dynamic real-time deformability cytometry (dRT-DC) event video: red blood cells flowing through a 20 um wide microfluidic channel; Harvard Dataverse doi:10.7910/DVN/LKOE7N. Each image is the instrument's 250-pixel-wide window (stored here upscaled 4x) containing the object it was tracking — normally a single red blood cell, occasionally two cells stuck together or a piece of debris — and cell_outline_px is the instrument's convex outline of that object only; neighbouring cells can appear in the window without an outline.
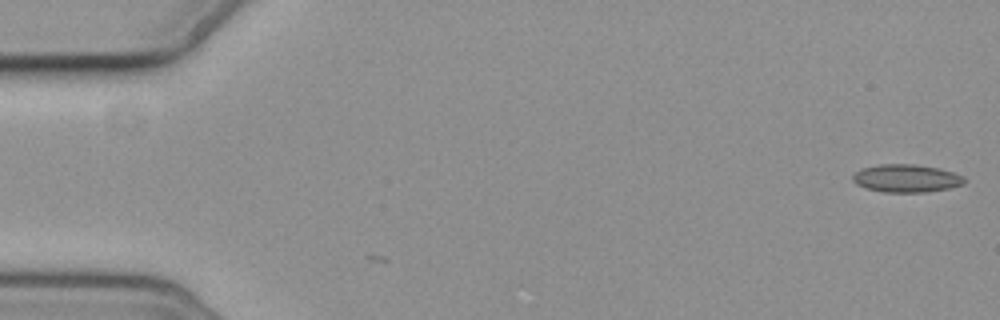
{"species": "common noctule bat (a hibernating species)", "species_latin": "Nyctalus noctula", "temperature_condition": "cold", "stored_images_in_passage": 2, "camera_frame_rate_fps": 3000, "um_per_image_px": 0.085, "animal": {"sex": "female", "body_mass_g": 19.3, "forearm_length_mm": 54.1}, "frame": {"image": 1, "passage_image": 2, "time_ms": 1.0, "image_size_px": [1000, 320], "cell_outline_px": [[964, 184], [948, 188], [924, 192], [884, 192], [868, 188], [856, 184], [852, 180], [852, 176], [860, 168], [880, 164], [916, 164], [940, 168], [964, 176]], "centroid_in_image_um": [77.03, 15.14], "position_along_channel_um": 8.0, "area_um2": 18.09}}